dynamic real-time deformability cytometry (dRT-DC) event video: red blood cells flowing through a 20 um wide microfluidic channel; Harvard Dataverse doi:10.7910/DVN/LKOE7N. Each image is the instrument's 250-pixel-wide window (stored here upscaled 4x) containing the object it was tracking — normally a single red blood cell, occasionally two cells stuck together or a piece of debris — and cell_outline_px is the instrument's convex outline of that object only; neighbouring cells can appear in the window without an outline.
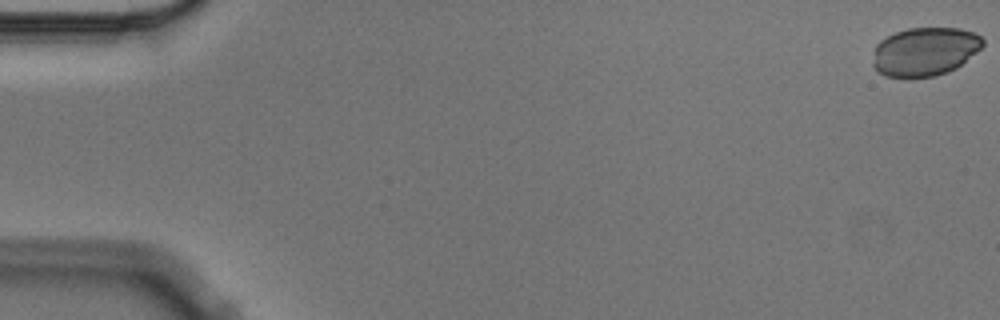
{"species": "Egyptian fruit bat (a non-hibernating species)", "species_latin": "Rousettus aegyptiacus", "temperature_condition": "cold", "stored_images_in_passage": 5, "camera_frame_rate_fps": 3000, "um_per_image_px": 0.085, "animal": {"sex": "male"}, "frame": {"image": 1, "passage_image": 1, "time_ms": 0.0, "image_size_px": [1000, 320], "cell_outline_px": [[984, 44], [976, 52], [956, 68], [948, 72], [936, 76], [908, 80], [884, 76], [876, 72], [872, 64], [876, 44], [880, 40], [896, 32], [908, 28], [960, 28], [976, 32], [984, 40]], "centroid_in_image_um": [78.58, 4.42], "position_along_channel_um": 6.4, "area_um2": 31.85}}